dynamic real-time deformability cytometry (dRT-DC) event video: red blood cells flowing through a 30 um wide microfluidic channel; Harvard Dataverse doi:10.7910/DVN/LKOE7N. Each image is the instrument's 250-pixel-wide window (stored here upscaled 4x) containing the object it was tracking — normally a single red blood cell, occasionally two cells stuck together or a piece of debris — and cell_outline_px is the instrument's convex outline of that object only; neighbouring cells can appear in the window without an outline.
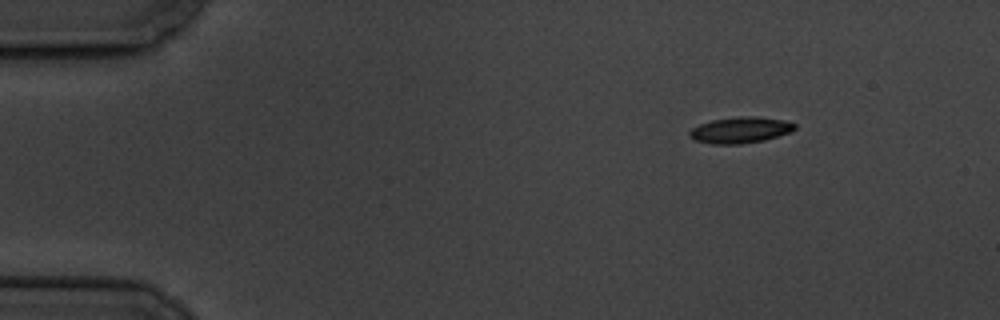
{"species": "common noctule bat (a hibernating species)", "species_latin": "Nyctalus noctula", "temperature_condition": "cold", "stored_images_in_passage": 51, "camera_frame_rate_fps": 3000, "um_per_image_px": 0.085, "animal": {"sex": "male", "body_mass_g": 19.5, "forearm_length_mm": 54.6}, "frame": {"image": 1, "passage_image": 1, "time_ms": 0.0, "image_size_px": [1000, 320], "cell_outline_px": [[796, 128], [792, 132], [764, 140], [740, 144], [712, 144], [696, 140], [688, 136], [688, 132], [692, 128], [700, 124], [712, 120], [740, 116], [756, 116], [784, 120], [796, 124]], "centroid_in_image_um": [62.94, 11.05], "position_along_channel_um": 22.1, "area_um2": 16.07}}
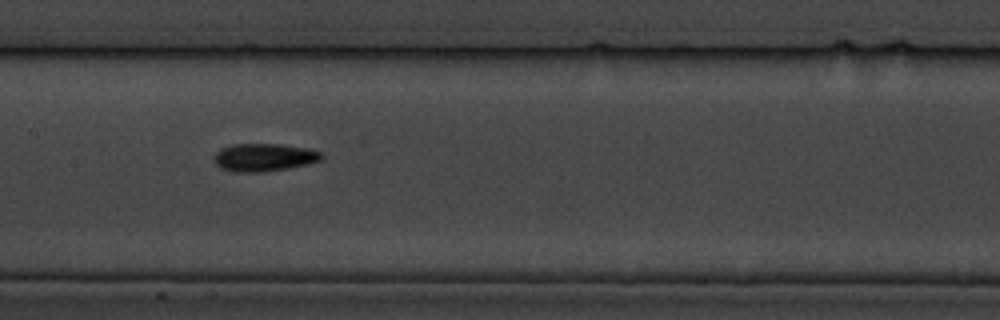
{"frame": {"image": 2, "passage_image": 22, "time_ms": 7.0, "image_size_px": [1000, 320], "cell_outline_px": [[324, 160], [308, 164], [288, 168], [264, 172], [232, 172], [220, 168], [212, 160], [216, 152], [220, 148], [232, 144], [280, 144], [308, 148], [324, 152]], "centroid_in_image_um": [22.46, 13.38], "position_along_channel_um": 184.9, "area_um2": 17.86}}
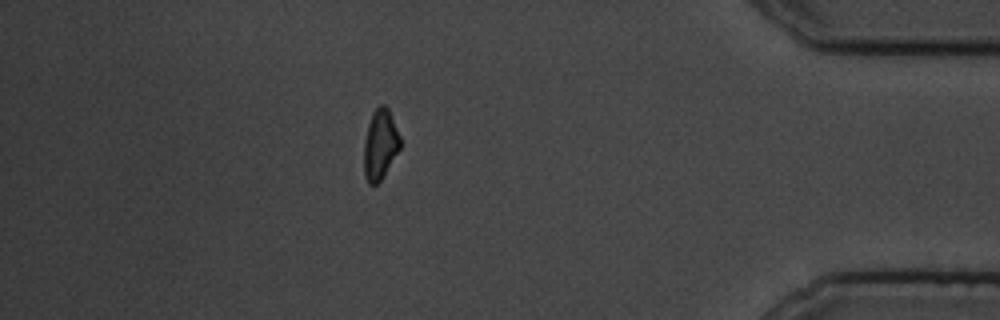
{"frame": {"image": 3, "passage_image": 44, "time_ms": 14.333, "image_size_px": [1000, 320], "cell_outline_px": [[400, 148], [380, 180], [376, 184], [368, 184], [364, 176], [364, 140], [368, 124], [372, 112], [380, 104], [384, 104], [388, 108], [400, 136]], "centroid_in_image_um": [32.29, 12.26], "position_along_channel_um": 402.9, "area_um2": 14.68}, "authors_computed_cell_mechanics": {"area_um2": 16.0684, "velocity_mm_per_s": 3.5089, "shape_relaxation_time_tau1_ms": 1.9985, "shape_relaxation_time_tau2_ms": 3.45, "deformation_change_tau1": 0.129, "deformation_change_tau2": 0.0969}}